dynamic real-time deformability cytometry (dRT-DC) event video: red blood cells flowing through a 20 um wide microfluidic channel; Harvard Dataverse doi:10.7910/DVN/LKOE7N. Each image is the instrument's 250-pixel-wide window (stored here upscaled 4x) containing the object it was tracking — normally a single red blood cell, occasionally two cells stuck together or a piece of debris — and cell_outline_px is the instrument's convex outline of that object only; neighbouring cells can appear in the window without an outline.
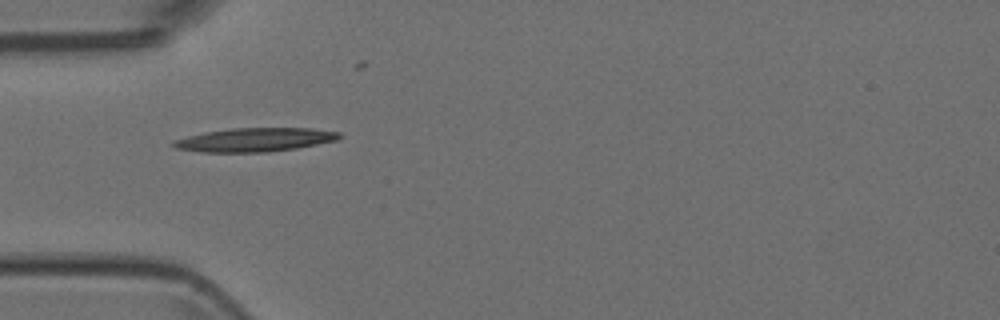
{"species": "Egyptian fruit bat (a non-hibernating species)", "species_latin": "Rousettus aegyptiacus", "temperature_condition": "room temperature", "stored_images_in_passage": 3, "camera_frame_rate_fps": 3000, "um_per_image_px": 0.085, "animal": {"sex": "female"}, "frame": {"image": 1, "passage_image": 1, "time_ms": 0.0, "image_size_px": [1000, 320], "cell_outline_px": [[344, 136], [336, 140], [296, 148], [268, 152], [200, 152], [176, 148], [168, 144], [172, 140], [204, 132], [232, 128], [312, 128], [340, 132]], "centroid_in_image_um": [21.63, 11.88], "position_along_channel_um": 63.4, "area_um2": 23.06}}
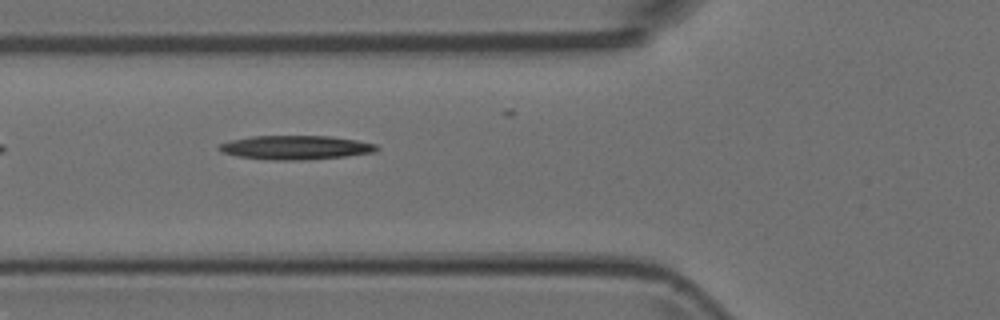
{"frame": {"image": 2, "passage_image": 2, "time_ms": 0.333, "image_size_px": [1000, 320], "cell_outline_px": [[380, 148], [376, 152], [344, 156], [300, 160], [272, 160], [236, 156], [224, 152], [216, 148], [220, 144], [232, 140], [252, 136], [328, 136], [356, 140], [376, 144]], "centroid_in_image_um": [25.14, 12.54], "position_along_channel_um": 100.7, "area_um2": 21.85}}
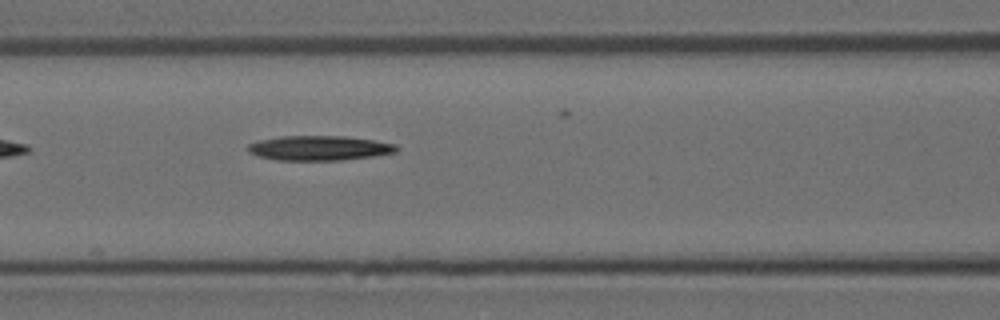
{"frame": {"image": 3, "passage_image": 3, "time_ms": 0.667, "image_size_px": [1000, 320], "cell_outline_px": [[400, 148], [396, 152], [372, 156], [340, 160], [276, 160], [256, 156], [248, 152], [248, 144], [260, 140], [280, 136], [344, 136], [372, 140], [396, 144]], "centroid_in_image_um": [27.11, 12.58], "position_along_channel_um": 139.5, "area_um2": 21.39}}